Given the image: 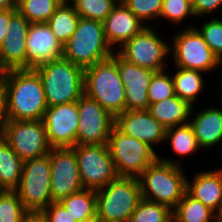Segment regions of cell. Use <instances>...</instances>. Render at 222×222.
<instances>
[{
  "instance_id": "obj_1",
  "label": "cell",
  "mask_w": 222,
  "mask_h": 222,
  "mask_svg": "<svg viewBox=\"0 0 222 222\" xmlns=\"http://www.w3.org/2000/svg\"><path fill=\"white\" fill-rule=\"evenodd\" d=\"M7 89L9 120H43L48 104L40 75L35 69H13L3 73Z\"/></svg>"
},
{
  "instance_id": "obj_2",
  "label": "cell",
  "mask_w": 222,
  "mask_h": 222,
  "mask_svg": "<svg viewBox=\"0 0 222 222\" xmlns=\"http://www.w3.org/2000/svg\"><path fill=\"white\" fill-rule=\"evenodd\" d=\"M183 167L156 159L138 177L142 199L167 205L173 210L186 192Z\"/></svg>"
},
{
  "instance_id": "obj_3",
  "label": "cell",
  "mask_w": 222,
  "mask_h": 222,
  "mask_svg": "<svg viewBox=\"0 0 222 222\" xmlns=\"http://www.w3.org/2000/svg\"><path fill=\"white\" fill-rule=\"evenodd\" d=\"M48 107L77 101L84 94V69L63 56L35 68Z\"/></svg>"
},
{
  "instance_id": "obj_4",
  "label": "cell",
  "mask_w": 222,
  "mask_h": 222,
  "mask_svg": "<svg viewBox=\"0 0 222 222\" xmlns=\"http://www.w3.org/2000/svg\"><path fill=\"white\" fill-rule=\"evenodd\" d=\"M84 93L114 117L125 111V86L112 57L84 69Z\"/></svg>"
},
{
  "instance_id": "obj_5",
  "label": "cell",
  "mask_w": 222,
  "mask_h": 222,
  "mask_svg": "<svg viewBox=\"0 0 222 222\" xmlns=\"http://www.w3.org/2000/svg\"><path fill=\"white\" fill-rule=\"evenodd\" d=\"M103 22L80 17L75 32L63 45V57L83 69L112 57Z\"/></svg>"
},
{
  "instance_id": "obj_6",
  "label": "cell",
  "mask_w": 222,
  "mask_h": 222,
  "mask_svg": "<svg viewBox=\"0 0 222 222\" xmlns=\"http://www.w3.org/2000/svg\"><path fill=\"white\" fill-rule=\"evenodd\" d=\"M141 199L138 178L118 177L96 191V218L99 222H129Z\"/></svg>"
},
{
  "instance_id": "obj_7",
  "label": "cell",
  "mask_w": 222,
  "mask_h": 222,
  "mask_svg": "<svg viewBox=\"0 0 222 222\" xmlns=\"http://www.w3.org/2000/svg\"><path fill=\"white\" fill-rule=\"evenodd\" d=\"M50 181L49 153L24 161L22 177L15 191L29 214L39 215L52 202Z\"/></svg>"
},
{
  "instance_id": "obj_8",
  "label": "cell",
  "mask_w": 222,
  "mask_h": 222,
  "mask_svg": "<svg viewBox=\"0 0 222 222\" xmlns=\"http://www.w3.org/2000/svg\"><path fill=\"white\" fill-rule=\"evenodd\" d=\"M173 35L170 41L173 66L198 70L206 75L222 66V62L208 47L194 24Z\"/></svg>"
},
{
  "instance_id": "obj_9",
  "label": "cell",
  "mask_w": 222,
  "mask_h": 222,
  "mask_svg": "<svg viewBox=\"0 0 222 222\" xmlns=\"http://www.w3.org/2000/svg\"><path fill=\"white\" fill-rule=\"evenodd\" d=\"M107 145L119 177L138 178L158 158L147 143L123 134L115 126Z\"/></svg>"
},
{
  "instance_id": "obj_10",
  "label": "cell",
  "mask_w": 222,
  "mask_h": 222,
  "mask_svg": "<svg viewBox=\"0 0 222 222\" xmlns=\"http://www.w3.org/2000/svg\"><path fill=\"white\" fill-rule=\"evenodd\" d=\"M158 27L146 26L140 33L125 42L116 52L126 61L155 72L166 70L170 44L157 32Z\"/></svg>"
},
{
  "instance_id": "obj_11",
  "label": "cell",
  "mask_w": 222,
  "mask_h": 222,
  "mask_svg": "<svg viewBox=\"0 0 222 222\" xmlns=\"http://www.w3.org/2000/svg\"><path fill=\"white\" fill-rule=\"evenodd\" d=\"M72 148L83 188L97 191L119 177L107 144H76Z\"/></svg>"
},
{
  "instance_id": "obj_12",
  "label": "cell",
  "mask_w": 222,
  "mask_h": 222,
  "mask_svg": "<svg viewBox=\"0 0 222 222\" xmlns=\"http://www.w3.org/2000/svg\"><path fill=\"white\" fill-rule=\"evenodd\" d=\"M3 138L23 161L44 156L52 149L43 120H9Z\"/></svg>"
},
{
  "instance_id": "obj_13",
  "label": "cell",
  "mask_w": 222,
  "mask_h": 222,
  "mask_svg": "<svg viewBox=\"0 0 222 222\" xmlns=\"http://www.w3.org/2000/svg\"><path fill=\"white\" fill-rule=\"evenodd\" d=\"M79 123L76 144H107L115 117L85 93L77 100Z\"/></svg>"
},
{
  "instance_id": "obj_14",
  "label": "cell",
  "mask_w": 222,
  "mask_h": 222,
  "mask_svg": "<svg viewBox=\"0 0 222 222\" xmlns=\"http://www.w3.org/2000/svg\"><path fill=\"white\" fill-rule=\"evenodd\" d=\"M51 162V199L59 202L70 194L83 189L80 179L76 153L72 147L52 148L49 152Z\"/></svg>"
},
{
  "instance_id": "obj_15",
  "label": "cell",
  "mask_w": 222,
  "mask_h": 222,
  "mask_svg": "<svg viewBox=\"0 0 222 222\" xmlns=\"http://www.w3.org/2000/svg\"><path fill=\"white\" fill-rule=\"evenodd\" d=\"M43 122L52 148L74 147L79 123L77 101L47 107Z\"/></svg>"
},
{
  "instance_id": "obj_16",
  "label": "cell",
  "mask_w": 222,
  "mask_h": 222,
  "mask_svg": "<svg viewBox=\"0 0 222 222\" xmlns=\"http://www.w3.org/2000/svg\"><path fill=\"white\" fill-rule=\"evenodd\" d=\"M112 58L118 65L120 77L125 86V111L148 109L147 91L155 71L126 61L116 51Z\"/></svg>"
},
{
  "instance_id": "obj_17",
  "label": "cell",
  "mask_w": 222,
  "mask_h": 222,
  "mask_svg": "<svg viewBox=\"0 0 222 222\" xmlns=\"http://www.w3.org/2000/svg\"><path fill=\"white\" fill-rule=\"evenodd\" d=\"M115 127L127 136L155 148L165 140L166 128L154 118L148 109L124 111L115 116Z\"/></svg>"
},
{
  "instance_id": "obj_18",
  "label": "cell",
  "mask_w": 222,
  "mask_h": 222,
  "mask_svg": "<svg viewBox=\"0 0 222 222\" xmlns=\"http://www.w3.org/2000/svg\"><path fill=\"white\" fill-rule=\"evenodd\" d=\"M62 55L63 45L46 22L30 24L26 38V69H35Z\"/></svg>"
},
{
  "instance_id": "obj_19",
  "label": "cell",
  "mask_w": 222,
  "mask_h": 222,
  "mask_svg": "<svg viewBox=\"0 0 222 222\" xmlns=\"http://www.w3.org/2000/svg\"><path fill=\"white\" fill-rule=\"evenodd\" d=\"M30 22L18 11L11 17L0 48V68L5 72L26 69V38Z\"/></svg>"
},
{
  "instance_id": "obj_20",
  "label": "cell",
  "mask_w": 222,
  "mask_h": 222,
  "mask_svg": "<svg viewBox=\"0 0 222 222\" xmlns=\"http://www.w3.org/2000/svg\"><path fill=\"white\" fill-rule=\"evenodd\" d=\"M103 26L106 41L113 50L119 49L146 27L124 3L115 5L103 21Z\"/></svg>"
},
{
  "instance_id": "obj_21",
  "label": "cell",
  "mask_w": 222,
  "mask_h": 222,
  "mask_svg": "<svg viewBox=\"0 0 222 222\" xmlns=\"http://www.w3.org/2000/svg\"><path fill=\"white\" fill-rule=\"evenodd\" d=\"M186 179V192L217 215L222 210V168L200 170L192 180Z\"/></svg>"
},
{
  "instance_id": "obj_22",
  "label": "cell",
  "mask_w": 222,
  "mask_h": 222,
  "mask_svg": "<svg viewBox=\"0 0 222 222\" xmlns=\"http://www.w3.org/2000/svg\"><path fill=\"white\" fill-rule=\"evenodd\" d=\"M195 109L192 107L189 124L200 148L212 149L222 144V108L210 105L197 112Z\"/></svg>"
},
{
  "instance_id": "obj_23",
  "label": "cell",
  "mask_w": 222,
  "mask_h": 222,
  "mask_svg": "<svg viewBox=\"0 0 222 222\" xmlns=\"http://www.w3.org/2000/svg\"><path fill=\"white\" fill-rule=\"evenodd\" d=\"M148 110L154 118L168 129L189 123L192 106L174 95L163 101L150 104Z\"/></svg>"
},
{
  "instance_id": "obj_24",
  "label": "cell",
  "mask_w": 222,
  "mask_h": 222,
  "mask_svg": "<svg viewBox=\"0 0 222 222\" xmlns=\"http://www.w3.org/2000/svg\"><path fill=\"white\" fill-rule=\"evenodd\" d=\"M167 142L170 143V149H172L175 156H179L180 160L177 161L176 159L173 160V158L160 157L159 154L158 159L179 166H181V158L192 156L194 153H197L198 150H201L194 135L193 128L189 123L166 129L164 144Z\"/></svg>"
},
{
  "instance_id": "obj_25",
  "label": "cell",
  "mask_w": 222,
  "mask_h": 222,
  "mask_svg": "<svg viewBox=\"0 0 222 222\" xmlns=\"http://www.w3.org/2000/svg\"><path fill=\"white\" fill-rule=\"evenodd\" d=\"M173 67L176 70L174 74H171L174 82L175 95L188 102L192 107L196 106L194 104L197 103L199 99L198 96L204 92L206 86V79H204L206 75H203L204 73L198 70Z\"/></svg>"
},
{
  "instance_id": "obj_26",
  "label": "cell",
  "mask_w": 222,
  "mask_h": 222,
  "mask_svg": "<svg viewBox=\"0 0 222 222\" xmlns=\"http://www.w3.org/2000/svg\"><path fill=\"white\" fill-rule=\"evenodd\" d=\"M24 161L0 137V190H15L20 183Z\"/></svg>"
},
{
  "instance_id": "obj_27",
  "label": "cell",
  "mask_w": 222,
  "mask_h": 222,
  "mask_svg": "<svg viewBox=\"0 0 222 222\" xmlns=\"http://www.w3.org/2000/svg\"><path fill=\"white\" fill-rule=\"evenodd\" d=\"M172 218L176 222H218V215L187 192L172 210Z\"/></svg>"
},
{
  "instance_id": "obj_28",
  "label": "cell",
  "mask_w": 222,
  "mask_h": 222,
  "mask_svg": "<svg viewBox=\"0 0 222 222\" xmlns=\"http://www.w3.org/2000/svg\"><path fill=\"white\" fill-rule=\"evenodd\" d=\"M80 16L69 2L60 4L47 22L56 39L64 45L75 32Z\"/></svg>"
},
{
  "instance_id": "obj_29",
  "label": "cell",
  "mask_w": 222,
  "mask_h": 222,
  "mask_svg": "<svg viewBox=\"0 0 222 222\" xmlns=\"http://www.w3.org/2000/svg\"><path fill=\"white\" fill-rule=\"evenodd\" d=\"M77 221L96 218V191L83 188L59 201Z\"/></svg>"
},
{
  "instance_id": "obj_30",
  "label": "cell",
  "mask_w": 222,
  "mask_h": 222,
  "mask_svg": "<svg viewBox=\"0 0 222 222\" xmlns=\"http://www.w3.org/2000/svg\"><path fill=\"white\" fill-rule=\"evenodd\" d=\"M59 6L56 0H18L17 11L31 24L47 23Z\"/></svg>"
},
{
  "instance_id": "obj_31",
  "label": "cell",
  "mask_w": 222,
  "mask_h": 222,
  "mask_svg": "<svg viewBox=\"0 0 222 222\" xmlns=\"http://www.w3.org/2000/svg\"><path fill=\"white\" fill-rule=\"evenodd\" d=\"M172 210L164 204L141 199L129 222H170Z\"/></svg>"
},
{
  "instance_id": "obj_32",
  "label": "cell",
  "mask_w": 222,
  "mask_h": 222,
  "mask_svg": "<svg viewBox=\"0 0 222 222\" xmlns=\"http://www.w3.org/2000/svg\"><path fill=\"white\" fill-rule=\"evenodd\" d=\"M29 215L15 190H0V222H24Z\"/></svg>"
},
{
  "instance_id": "obj_33",
  "label": "cell",
  "mask_w": 222,
  "mask_h": 222,
  "mask_svg": "<svg viewBox=\"0 0 222 222\" xmlns=\"http://www.w3.org/2000/svg\"><path fill=\"white\" fill-rule=\"evenodd\" d=\"M77 14L103 22L117 4L116 0H71Z\"/></svg>"
},
{
  "instance_id": "obj_34",
  "label": "cell",
  "mask_w": 222,
  "mask_h": 222,
  "mask_svg": "<svg viewBox=\"0 0 222 222\" xmlns=\"http://www.w3.org/2000/svg\"><path fill=\"white\" fill-rule=\"evenodd\" d=\"M189 17H193V19L196 17L191 2L187 0H163L159 21L166 19L172 26L178 27L181 23L186 22Z\"/></svg>"
},
{
  "instance_id": "obj_35",
  "label": "cell",
  "mask_w": 222,
  "mask_h": 222,
  "mask_svg": "<svg viewBox=\"0 0 222 222\" xmlns=\"http://www.w3.org/2000/svg\"><path fill=\"white\" fill-rule=\"evenodd\" d=\"M169 71L170 68L153 74L147 91L149 105L175 95L174 82Z\"/></svg>"
},
{
  "instance_id": "obj_36",
  "label": "cell",
  "mask_w": 222,
  "mask_h": 222,
  "mask_svg": "<svg viewBox=\"0 0 222 222\" xmlns=\"http://www.w3.org/2000/svg\"><path fill=\"white\" fill-rule=\"evenodd\" d=\"M163 0H126L124 4L146 26L149 22L159 28Z\"/></svg>"
},
{
  "instance_id": "obj_37",
  "label": "cell",
  "mask_w": 222,
  "mask_h": 222,
  "mask_svg": "<svg viewBox=\"0 0 222 222\" xmlns=\"http://www.w3.org/2000/svg\"><path fill=\"white\" fill-rule=\"evenodd\" d=\"M215 18L214 16L206 19L201 26L195 24L194 27L203 37L208 47L222 62V19Z\"/></svg>"
},
{
  "instance_id": "obj_38",
  "label": "cell",
  "mask_w": 222,
  "mask_h": 222,
  "mask_svg": "<svg viewBox=\"0 0 222 222\" xmlns=\"http://www.w3.org/2000/svg\"><path fill=\"white\" fill-rule=\"evenodd\" d=\"M39 215L45 222H77L60 202H51Z\"/></svg>"
},
{
  "instance_id": "obj_39",
  "label": "cell",
  "mask_w": 222,
  "mask_h": 222,
  "mask_svg": "<svg viewBox=\"0 0 222 222\" xmlns=\"http://www.w3.org/2000/svg\"><path fill=\"white\" fill-rule=\"evenodd\" d=\"M192 5L196 18L202 19L203 17L205 20L208 15L213 17V15L216 13V10H220L222 7V0H194Z\"/></svg>"
},
{
  "instance_id": "obj_40",
  "label": "cell",
  "mask_w": 222,
  "mask_h": 222,
  "mask_svg": "<svg viewBox=\"0 0 222 222\" xmlns=\"http://www.w3.org/2000/svg\"><path fill=\"white\" fill-rule=\"evenodd\" d=\"M8 121L7 89L2 78L0 80V137H3Z\"/></svg>"
},
{
  "instance_id": "obj_41",
  "label": "cell",
  "mask_w": 222,
  "mask_h": 222,
  "mask_svg": "<svg viewBox=\"0 0 222 222\" xmlns=\"http://www.w3.org/2000/svg\"><path fill=\"white\" fill-rule=\"evenodd\" d=\"M17 12V9H9L0 11V48L7 36V27L9 26L11 17Z\"/></svg>"
},
{
  "instance_id": "obj_42",
  "label": "cell",
  "mask_w": 222,
  "mask_h": 222,
  "mask_svg": "<svg viewBox=\"0 0 222 222\" xmlns=\"http://www.w3.org/2000/svg\"><path fill=\"white\" fill-rule=\"evenodd\" d=\"M18 0H0V11L17 9Z\"/></svg>"
},
{
  "instance_id": "obj_43",
  "label": "cell",
  "mask_w": 222,
  "mask_h": 222,
  "mask_svg": "<svg viewBox=\"0 0 222 222\" xmlns=\"http://www.w3.org/2000/svg\"><path fill=\"white\" fill-rule=\"evenodd\" d=\"M24 222H45L40 215L30 214Z\"/></svg>"
},
{
  "instance_id": "obj_44",
  "label": "cell",
  "mask_w": 222,
  "mask_h": 222,
  "mask_svg": "<svg viewBox=\"0 0 222 222\" xmlns=\"http://www.w3.org/2000/svg\"><path fill=\"white\" fill-rule=\"evenodd\" d=\"M79 222H99L97 218H89V219H86V220H82V221H79Z\"/></svg>"
},
{
  "instance_id": "obj_45",
  "label": "cell",
  "mask_w": 222,
  "mask_h": 222,
  "mask_svg": "<svg viewBox=\"0 0 222 222\" xmlns=\"http://www.w3.org/2000/svg\"><path fill=\"white\" fill-rule=\"evenodd\" d=\"M57 2H59L60 4H66L69 3L71 0H56Z\"/></svg>"
},
{
  "instance_id": "obj_46",
  "label": "cell",
  "mask_w": 222,
  "mask_h": 222,
  "mask_svg": "<svg viewBox=\"0 0 222 222\" xmlns=\"http://www.w3.org/2000/svg\"><path fill=\"white\" fill-rule=\"evenodd\" d=\"M218 222H222V210L218 214Z\"/></svg>"
},
{
  "instance_id": "obj_47",
  "label": "cell",
  "mask_w": 222,
  "mask_h": 222,
  "mask_svg": "<svg viewBox=\"0 0 222 222\" xmlns=\"http://www.w3.org/2000/svg\"><path fill=\"white\" fill-rule=\"evenodd\" d=\"M3 73H4V71L0 68V80H1L2 77H3Z\"/></svg>"
},
{
  "instance_id": "obj_48",
  "label": "cell",
  "mask_w": 222,
  "mask_h": 222,
  "mask_svg": "<svg viewBox=\"0 0 222 222\" xmlns=\"http://www.w3.org/2000/svg\"><path fill=\"white\" fill-rule=\"evenodd\" d=\"M117 3H124L126 0H116Z\"/></svg>"
}]
</instances>
